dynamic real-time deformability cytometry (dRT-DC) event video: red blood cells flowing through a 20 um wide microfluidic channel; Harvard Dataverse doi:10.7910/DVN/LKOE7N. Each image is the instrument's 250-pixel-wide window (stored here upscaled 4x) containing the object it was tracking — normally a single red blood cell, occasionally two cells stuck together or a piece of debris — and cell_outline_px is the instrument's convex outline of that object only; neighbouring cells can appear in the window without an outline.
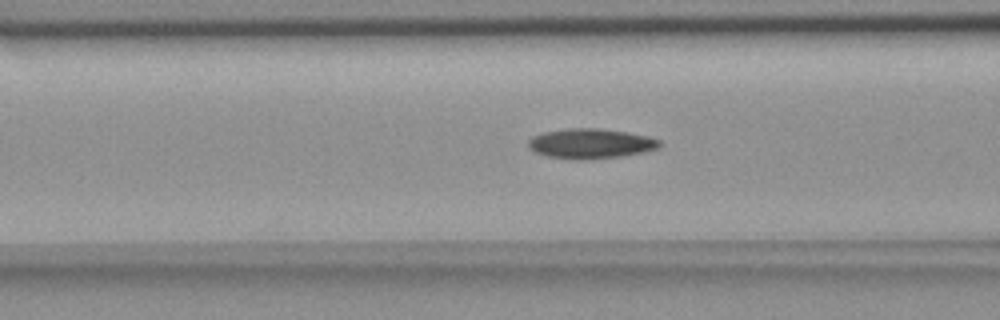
{"species": "common noctule bat (a hibernating species)", "species_latin": "Nyctalus noctula", "temperature_condition": "room temperature", "stored_images_in_passage": 35, "camera_frame_rate_fps": 3000, "um_per_image_px": 0.085, "animal": {"sex": "female", "body_mass_g": 18.4}, "frame": {"image": 1, "passage_image": 8, "time_ms": 2.333, "image_size_px": [1000, 320], "cell_outline_px": [[660, 144], [656, 148], [640, 152], [620, 156], [588, 160], [572, 160], [548, 156], [536, 152], [528, 148], [528, 140], [532, 136], [544, 132], [568, 128], [600, 128], [628, 132], [648, 136], [660, 140]], "centroid_in_image_um": [50.15, 12.2], "position_along_channel_um": 116.4, "area_um2": 22.89}}
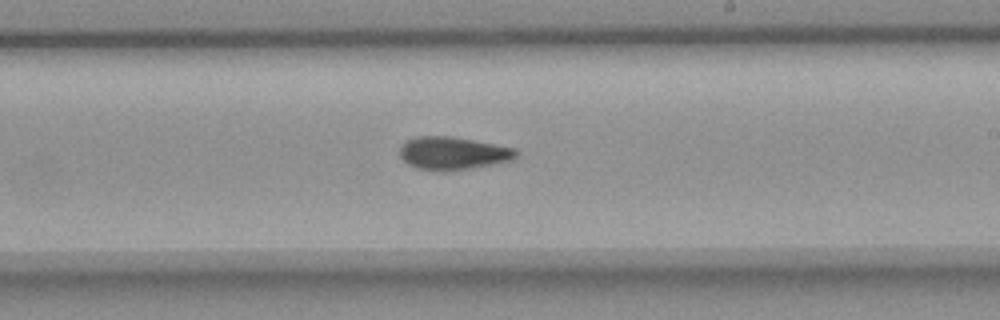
{"frame": {"image": 2, "passage_image": 19, "time_ms": 6.0, "image_size_px": [1000, 320], "cell_outline_px": [[520, 152], [512, 160], [452, 172], [436, 172], [416, 168], [408, 164], [400, 156], [400, 144], [404, 140], [416, 136], [452, 136], [516, 148]], "centroid_in_image_um": [38.47, 13.03], "position_along_channel_um": 250.5, "area_um2": 22.83}}
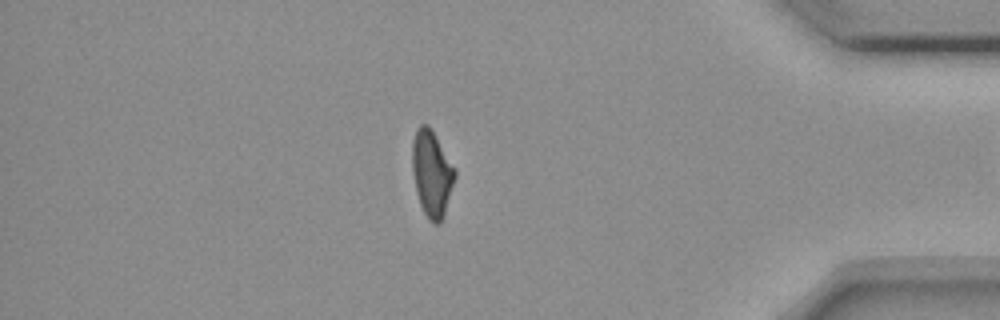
{"frame": {"image": 3, "passage_image": 34, "time_ms": 11.0, "image_size_px": [1000, 320], "cell_outline_px": [[456, 176], [444, 216], [440, 224], [432, 224], [428, 220], [420, 204], [416, 192], [412, 172], [412, 140], [416, 128], [420, 124], [428, 124], [456, 168]], "centroid_in_image_um": [36.7, 14.75], "position_along_channel_um": 398.5, "area_um2": 21.73}}